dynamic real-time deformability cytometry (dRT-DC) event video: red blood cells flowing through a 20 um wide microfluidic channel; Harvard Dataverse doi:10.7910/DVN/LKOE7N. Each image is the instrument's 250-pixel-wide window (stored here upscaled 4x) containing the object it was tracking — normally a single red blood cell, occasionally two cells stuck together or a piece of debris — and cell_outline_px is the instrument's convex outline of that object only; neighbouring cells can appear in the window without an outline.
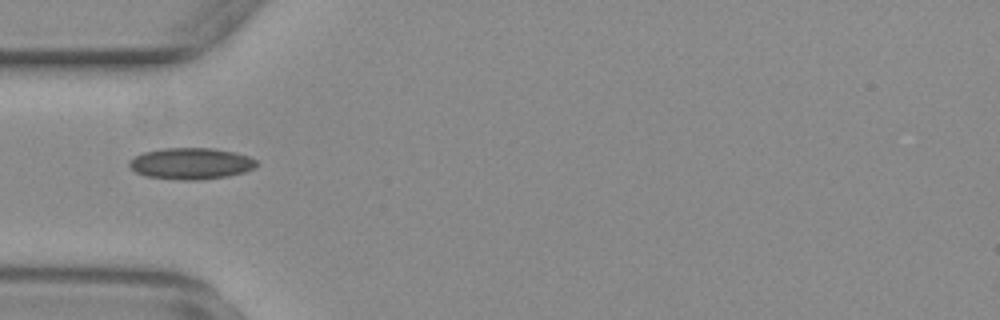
{"species": "common noctule bat (a hibernating species)", "species_latin": "Nyctalus noctula", "temperature_condition": "warm", "stored_images_in_passage": 41, "camera_frame_rate_fps": 3000, "um_per_image_px": 0.085, "animal": {"sex": "female", "body_mass_g": 29.2, "forearm_length_mm": 56.3}, "frame": {"image": 1, "passage_image": 3, "time_ms": 0.667, "image_size_px": [1000, 320], "cell_outline_px": [[256, 164], [252, 168], [244, 172], [228, 176], [196, 180], [184, 180], [148, 176], [136, 172], [128, 164], [128, 160], [144, 152], [164, 148], [212, 148], [236, 152], [248, 156], [256, 160]], "centroid_in_image_um": [16.23, 13.89], "position_along_channel_um": 68.8, "area_um2": 23.06}}
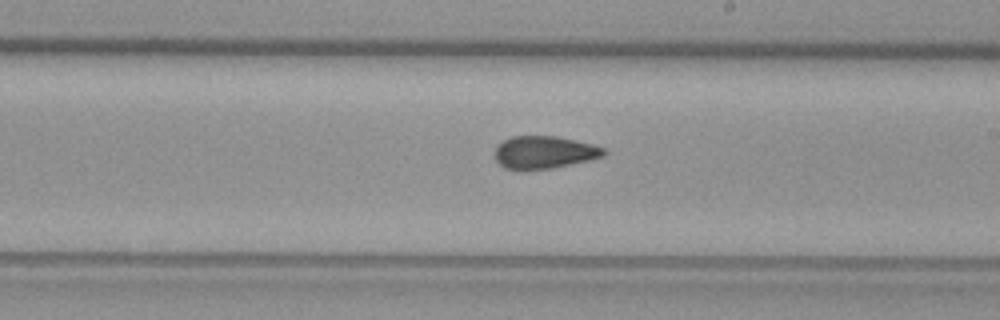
{"frame": {"image": 2, "passage_image": 17, "time_ms": 5.333, "image_size_px": [1000, 320], "cell_outline_px": [[608, 152], [604, 156], [588, 160], [552, 168], [520, 172], [504, 168], [496, 160], [496, 144], [512, 136], [556, 136], [592, 144], [604, 148]], "centroid_in_image_um": [46.22, 12.97], "position_along_channel_um": 242.8, "area_um2": 20.98}}
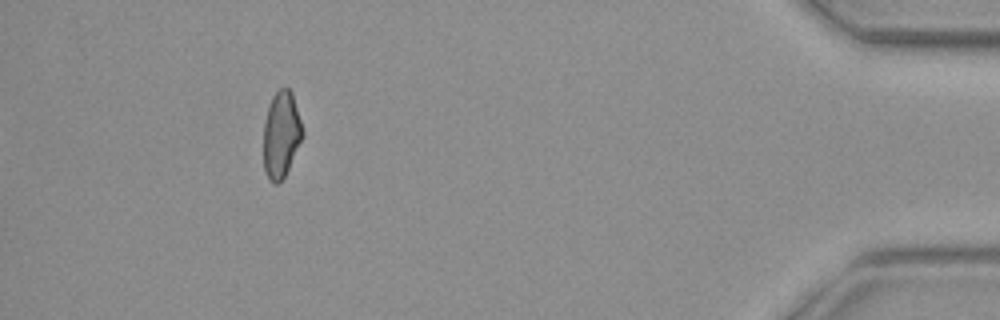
{"frame": {"image": 3, "passage_image": 36, "time_ms": 11.667, "image_size_px": [1000, 320], "cell_outline_px": [[304, 136], [284, 176], [276, 184], [268, 176], [264, 168], [264, 124], [268, 104], [272, 96], [284, 84], [292, 92], [304, 132]], "centroid_in_image_um": [23.91, 11.36], "position_along_channel_um": 411.3, "area_um2": 19.54}, "authors_computed_cell_mechanics": {"area_um2": 20.808, "velocity_mm_per_s": 3.7159, "shape_relaxation_time_tau1_ms": 9.3002, "shape_relaxation_time_tau2_ms": 2.3592, "deformation_change_tau1": 0.1893, "deformation_change_tau2": 0.0748}}